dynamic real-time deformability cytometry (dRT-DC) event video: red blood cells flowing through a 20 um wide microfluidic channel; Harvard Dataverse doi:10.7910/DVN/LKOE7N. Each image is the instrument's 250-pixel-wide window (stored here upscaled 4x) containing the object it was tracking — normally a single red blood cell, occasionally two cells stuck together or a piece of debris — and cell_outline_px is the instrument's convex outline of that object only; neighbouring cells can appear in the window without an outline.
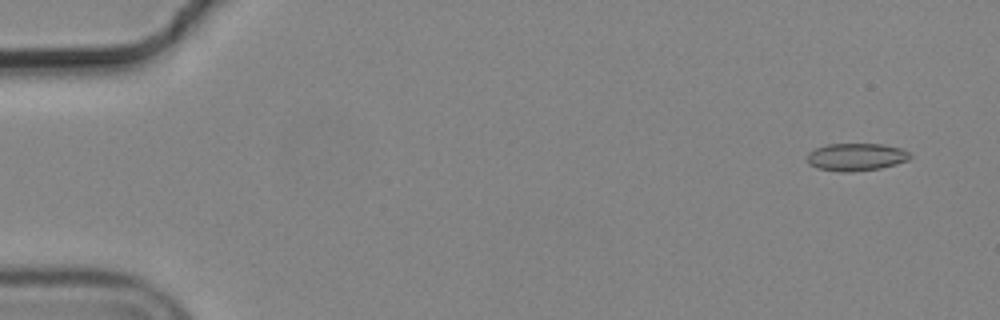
{"species": "common noctule bat (a hibernating species)", "species_latin": "Nyctalus noctula", "temperature_condition": "cold", "stored_images_in_passage": 5, "camera_frame_rate_fps": 3000, "um_per_image_px": 0.085, "animal": {"sex": "male", "body_mass_g": 19.2, "forearm_length_mm": 51.8}, "frame": {"image": 1, "passage_image": 1, "time_ms": 0.0, "image_size_px": [1000, 320], "cell_outline_px": [[912, 156], [908, 160], [896, 164], [880, 168], [852, 172], [840, 172], [816, 168], [808, 164], [808, 152], [816, 148], [828, 144], [884, 144], [900, 148], [908, 152]], "centroid_in_image_um": [72.76, 13.35], "position_along_channel_um": 12.2, "area_um2": 16.59}}
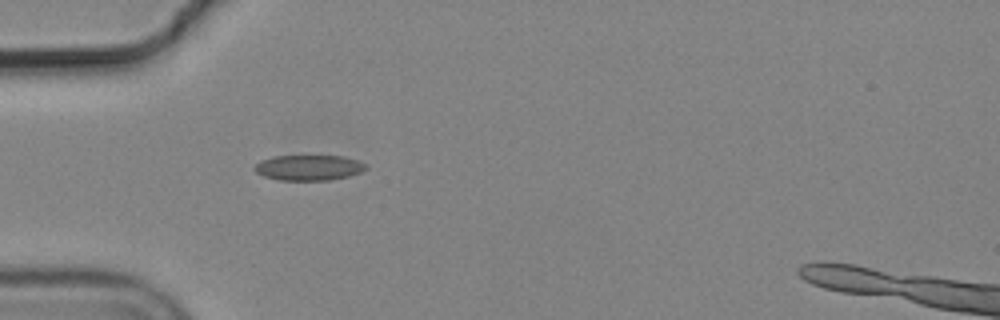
{"frame": {"image": 2, "passage_image": 5, "time_ms": 1.333, "image_size_px": [1000, 320], "cell_outline_px": [[368, 168], [360, 172], [348, 176], [328, 180], [280, 180], [264, 176], [256, 172], [252, 168], [260, 160], [272, 156], [344, 156], [356, 160], [364, 164]], "centroid_in_image_um": [26.2, 14.24], "position_along_channel_um": 58.8, "area_um2": 16.42}}